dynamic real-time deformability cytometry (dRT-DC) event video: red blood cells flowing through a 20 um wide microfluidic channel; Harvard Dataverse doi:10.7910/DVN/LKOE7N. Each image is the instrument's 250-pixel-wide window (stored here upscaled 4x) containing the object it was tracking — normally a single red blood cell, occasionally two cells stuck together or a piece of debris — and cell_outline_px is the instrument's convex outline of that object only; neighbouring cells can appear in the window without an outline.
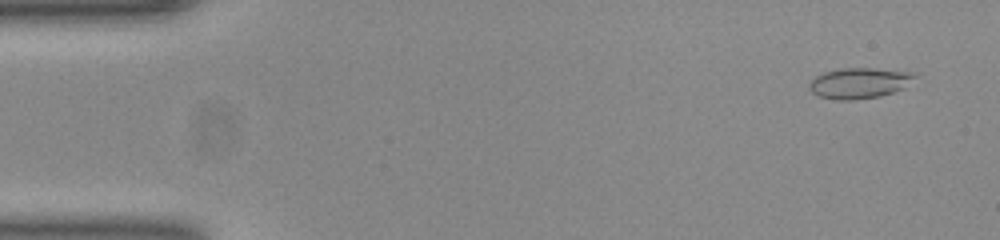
{"species": "common noctule bat (a hibernating species)", "species_latin": "Nyctalus noctula", "temperature_condition": "room temperature", "stored_images_in_passage": 52, "camera_frame_rate_fps": 3000, "um_per_image_px": 0.085, "animal": {"sex": "female", "body_mass_g": 23.0, "forearm_length_mm": 53.4}, "frame": {"image": 1, "passage_image": 3, "time_ms": 0.667, "image_size_px": [1000, 240], "cell_outline_px": [[916, 76], [904, 88], [880, 96], [852, 100], [836, 100], [820, 96], [812, 92], [808, 88], [808, 84], [816, 76], [824, 72], [840, 68], [872, 68], [916, 72]], "centroid_in_image_um": [73.04, 7.05], "position_along_channel_um": 12.0, "area_um2": 18.84}}
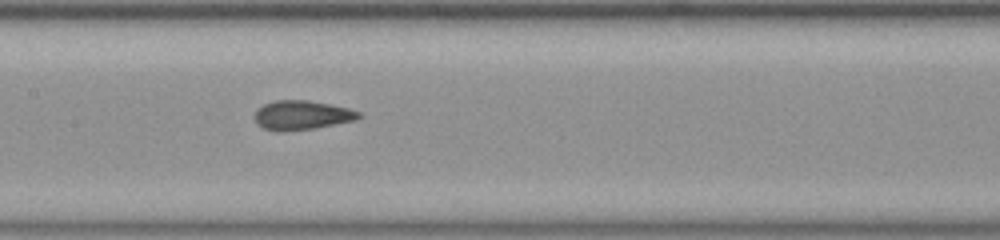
{"frame": {"image": 2, "passage_image": 25, "time_ms": 8.0, "image_size_px": [1000, 240], "cell_outline_px": [[364, 116], [356, 120], [312, 128], [284, 132], [276, 132], [264, 128], [256, 124], [256, 108], [264, 104], [276, 100], [308, 100], [348, 108], [360, 112]], "centroid_in_image_um": [25.65, 9.79], "position_along_channel_um": 181.8, "area_um2": 17.74}}
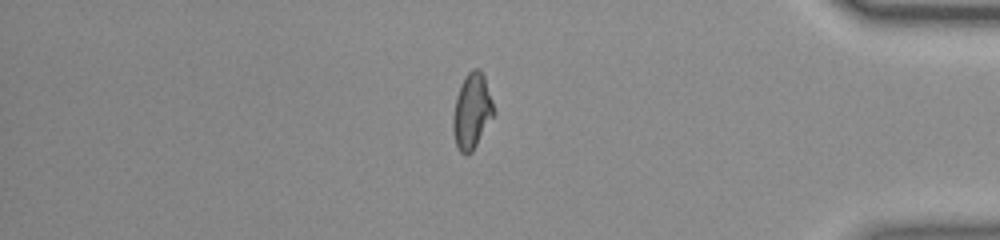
{"frame": {"image": 3, "passage_image": 44, "time_ms": 14.333, "image_size_px": [1000, 240], "cell_outline_px": [[496, 112], [472, 152], [468, 156], [460, 152], [456, 144], [452, 132], [452, 120], [456, 96], [460, 84], [464, 76], [472, 68], [480, 68], [484, 76]], "centroid_in_image_um": [40.1, 9.45], "position_along_channel_um": 395.1, "area_um2": 18.15}, "authors_computed_cell_mechanics": {"area_um2": 17.7446, "velocity_mm_per_s": 3.8997, "shape_relaxation_time_tau1_ms": null, "shape_relaxation_time_tau2_ms": 1.1083, "deformation_change_tau1": null, "deformation_change_tau2": 0.0523}}